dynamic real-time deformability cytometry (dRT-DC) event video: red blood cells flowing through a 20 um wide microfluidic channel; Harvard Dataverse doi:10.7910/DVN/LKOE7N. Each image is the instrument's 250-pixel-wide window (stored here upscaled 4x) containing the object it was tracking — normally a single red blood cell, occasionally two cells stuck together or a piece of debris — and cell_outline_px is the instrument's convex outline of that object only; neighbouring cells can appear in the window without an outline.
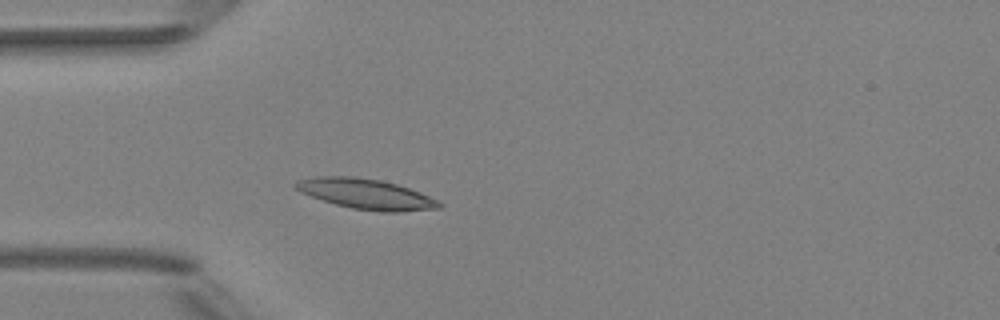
{"species": "Egyptian fruit bat (a non-hibernating species)", "species_latin": "Rousettus aegyptiacus", "temperature_condition": "room temperature", "stored_images_in_passage": 2, "camera_frame_rate_fps": 3000, "um_per_image_px": 0.085, "animal": {"sex": "female"}, "frame": {"image": 1, "passage_image": 2, "time_ms": 1.0, "image_size_px": [1000, 320], "cell_outline_px": [[444, 204], [440, 208], [400, 212], [380, 212], [352, 208], [336, 204], [300, 192], [292, 184], [296, 180], [316, 176], [352, 176], [380, 180], [396, 184], [420, 192], [440, 200]], "centroid_in_image_um": [31.14, 16.49], "position_along_channel_um": 53.9, "area_um2": 25.37}}